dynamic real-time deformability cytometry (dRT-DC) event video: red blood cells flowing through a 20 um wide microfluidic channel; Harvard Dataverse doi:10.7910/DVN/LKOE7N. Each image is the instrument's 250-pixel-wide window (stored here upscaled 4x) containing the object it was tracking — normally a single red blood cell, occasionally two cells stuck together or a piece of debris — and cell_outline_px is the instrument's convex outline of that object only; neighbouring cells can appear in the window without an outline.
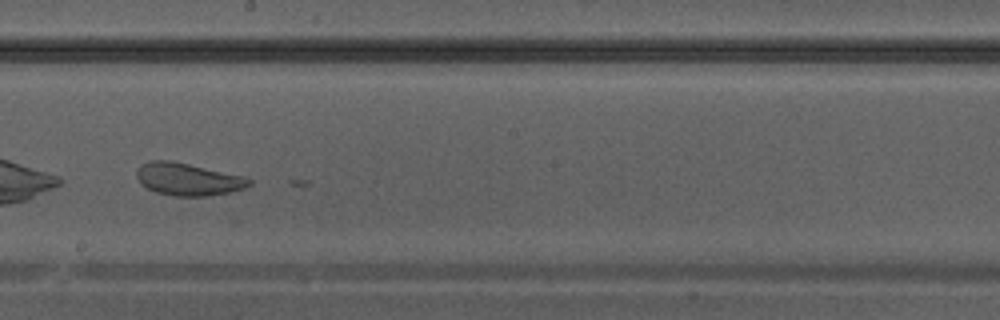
{"species": "Egyptian fruit bat (a non-hibernating species)", "species_latin": "Rousettus aegyptiacus", "temperature_condition": "warm", "stored_images_in_passage": 28, "camera_frame_rate_fps": 3000, "um_per_image_px": 0.085, "animal": {"sex": "male"}, "frame": {"image": 1, "passage_image": 13, "time_ms": 4.0, "image_size_px": [1000, 320], "cell_outline_px": [[252, 184], [244, 188], [232, 192], [208, 196], [176, 196], [156, 192], [148, 188], [136, 176], [136, 172], [144, 164], [152, 160], [172, 160], [244, 176], [252, 180]], "centroid_in_image_um": [16.04, 15.24], "position_along_channel_um": 232.2, "area_um2": 21.1}}